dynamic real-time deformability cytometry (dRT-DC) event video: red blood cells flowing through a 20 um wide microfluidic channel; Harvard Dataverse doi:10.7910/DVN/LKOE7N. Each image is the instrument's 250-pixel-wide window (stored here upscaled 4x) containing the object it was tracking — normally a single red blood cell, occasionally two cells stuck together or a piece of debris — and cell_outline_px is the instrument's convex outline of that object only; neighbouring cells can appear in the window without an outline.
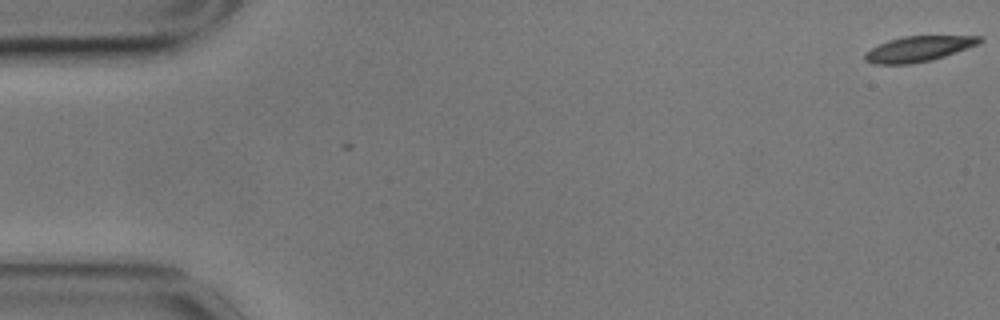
{"species": "common noctule bat (a hibernating species)", "species_latin": "Nyctalus noctula", "temperature_condition": "cold", "stored_images_in_passage": 2, "camera_frame_rate_fps": 3000, "um_per_image_px": 0.085, "animal": {"sex": "male", "body_mass_g": 17.9}, "frame": {"image": 1, "passage_image": 1, "time_ms": 0.0, "image_size_px": [1000, 320], "cell_outline_px": [[984, 40], [976, 44], [956, 52], [932, 60], [912, 64], [872, 64], [864, 60], [864, 52], [888, 40], [904, 36], [984, 36]], "centroid_in_image_um": [78.04, 4.16], "position_along_channel_um": 7.0, "area_um2": 16.94}}